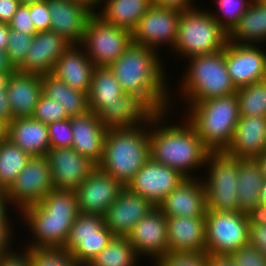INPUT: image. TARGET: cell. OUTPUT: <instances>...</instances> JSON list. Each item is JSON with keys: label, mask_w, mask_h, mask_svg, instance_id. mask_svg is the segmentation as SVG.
<instances>
[{"label": "cell", "mask_w": 266, "mask_h": 266, "mask_svg": "<svg viewBox=\"0 0 266 266\" xmlns=\"http://www.w3.org/2000/svg\"><path fill=\"white\" fill-rule=\"evenodd\" d=\"M123 188L120 182L96 167L75 190L79 213L104 215Z\"/></svg>", "instance_id": "18"}, {"label": "cell", "mask_w": 266, "mask_h": 266, "mask_svg": "<svg viewBox=\"0 0 266 266\" xmlns=\"http://www.w3.org/2000/svg\"><path fill=\"white\" fill-rule=\"evenodd\" d=\"M185 119L194 127L203 145L210 152H221L230 144L240 118L237 93L184 102Z\"/></svg>", "instance_id": "4"}, {"label": "cell", "mask_w": 266, "mask_h": 266, "mask_svg": "<svg viewBox=\"0 0 266 266\" xmlns=\"http://www.w3.org/2000/svg\"><path fill=\"white\" fill-rule=\"evenodd\" d=\"M206 266H235L229 256H212L208 255Z\"/></svg>", "instance_id": "54"}, {"label": "cell", "mask_w": 266, "mask_h": 266, "mask_svg": "<svg viewBox=\"0 0 266 266\" xmlns=\"http://www.w3.org/2000/svg\"><path fill=\"white\" fill-rule=\"evenodd\" d=\"M7 94L13 119L32 117L42 95V75L17 71Z\"/></svg>", "instance_id": "28"}, {"label": "cell", "mask_w": 266, "mask_h": 266, "mask_svg": "<svg viewBox=\"0 0 266 266\" xmlns=\"http://www.w3.org/2000/svg\"><path fill=\"white\" fill-rule=\"evenodd\" d=\"M20 1V4H31V3H35V2H39V1H42V0H19Z\"/></svg>", "instance_id": "61"}, {"label": "cell", "mask_w": 266, "mask_h": 266, "mask_svg": "<svg viewBox=\"0 0 266 266\" xmlns=\"http://www.w3.org/2000/svg\"><path fill=\"white\" fill-rule=\"evenodd\" d=\"M168 253L205 252V217H166Z\"/></svg>", "instance_id": "26"}, {"label": "cell", "mask_w": 266, "mask_h": 266, "mask_svg": "<svg viewBox=\"0 0 266 266\" xmlns=\"http://www.w3.org/2000/svg\"><path fill=\"white\" fill-rule=\"evenodd\" d=\"M154 208L151 202L124 187L104 213V223L114 236L127 237Z\"/></svg>", "instance_id": "19"}, {"label": "cell", "mask_w": 266, "mask_h": 266, "mask_svg": "<svg viewBox=\"0 0 266 266\" xmlns=\"http://www.w3.org/2000/svg\"><path fill=\"white\" fill-rule=\"evenodd\" d=\"M186 61L189 64L179 84L180 98L184 102H199L237 92L228 74L225 49L211 54L193 56Z\"/></svg>", "instance_id": "6"}, {"label": "cell", "mask_w": 266, "mask_h": 266, "mask_svg": "<svg viewBox=\"0 0 266 266\" xmlns=\"http://www.w3.org/2000/svg\"><path fill=\"white\" fill-rule=\"evenodd\" d=\"M12 227V225H0V255L13 248L14 229Z\"/></svg>", "instance_id": "51"}, {"label": "cell", "mask_w": 266, "mask_h": 266, "mask_svg": "<svg viewBox=\"0 0 266 266\" xmlns=\"http://www.w3.org/2000/svg\"><path fill=\"white\" fill-rule=\"evenodd\" d=\"M138 256L156 259L168 254L167 219L155 207L141 219L127 236Z\"/></svg>", "instance_id": "20"}, {"label": "cell", "mask_w": 266, "mask_h": 266, "mask_svg": "<svg viewBox=\"0 0 266 266\" xmlns=\"http://www.w3.org/2000/svg\"><path fill=\"white\" fill-rule=\"evenodd\" d=\"M195 0H152L153 5L159 7L176 8L186 11L196 7Z\"/></svg>", "instance_id": "52"}, {"label": "cell", "mask_w": 266, "mask_h": 266, "mask_svg": "<svg viewBox=\"0 0 266 266\" xmlns=\"http://www.w3.org/2000/svg\"><path fill=\"white\" fill-rule=\"evenodd\" d=\"M228 33L207 9L182 11L173 53L182 58L205 55L225 49Z\"/></svg>", "instance_id": "7"}, {"label": "cell", "mask_w": 266, "mask_h": 266, "mask_svg": "<svg viewBox=\"0 0 266 266\" xmlns=\"http://www.w3.org/2000/svg\"><path fill=\"white\" fill-rule=\"evenodd\" d=\"M10 206L11 205L9 203L8 197L6 196V192L0 189V225H13V223L11 224V220L13 219L11 218L9 220V215H11L9 213V210L11 209Z\"/></svg>", "instance_id": "53"}, {"label": "cell", "mask_w": 266, "mask_h": 266, "mask_svg": "<svg viewBox=\"0 0 266 266\" xmlns=\"http://www.w3.org/2000/svg\"><path fill=\"white\" fill-rule=\"evenodd\" d=\"M7 138L31 157L46 156L51 148L48 125L32 117L13 119Z\"/></svg>", "instance_id": "29"}, {"label": "cell", "mask_w": 266, "mask_h": 266, "mask_svg": "<svg viewBox=\"0 0 266 266\" xmlns=\"http://www.w3.org/2000/svg\"><path fill=\"white\" fill-rule=\"evenodd\" d=\"M34 35L25 34L13 29H10L9 39L7 42L6 54L9 63L18 69L24 62L26 53Z\"/></svg>", "instance_id": "40"}, {"label": "cell", "mask_w": 266, "mask_h": 266, "mask_svg": "<svg viewBox=\"0 0 266 266\" xmlns=\"http://www.w3.org/2000/svg\"><path fill=\"white\" fill-rule=\"evenodd\" d=\"M20 5L19 0H0V23L9 24Z\"/></svg>", "instance_id": "50"}, {"label": "cell", "mask_w": 266, "mask_h": 266, "mask_svg": "<svg viewBox=\"0 0 266 266\" xmlns=\"http://www.w3.org/2000/svg\"><path fill=\"white\" fill-rule=\"evenodd\" d=\"M18 70H7L0 73V120L7 125L13 120L7 89L13 75Z\"/></svg>", "instance_id": "47"}, {"label": "cell", "mask_w": 266, "mask_h": 266, "mask_svg": "<svg viewBox=\"0 0 266 266\" xmlns=\"http://www.w3.org/2000/svg\"><path fill=\"white\" fill-rule=\"evenodd\" d=\"M78 214L75 191L52 189L38 204L20 213L33 239L24 247L63 248Z\"/></svg>", "instance_id": "3"}, {"label": "cell", "mask_w": 266, "mask_h": 266, "mask_svg": "<svg viewBox=\"0 0 266 266\" xmlns=\"http://www.w3.org/2000/svg\"><path fill=\"white\" fill-rule=\"evenodd\" d=\"M171 112H160L149 124L150 157L185 178L197 177L194 171L205 167L210 151L185 117L178 124L165 123Z\"/></svg>", "instance_id": "2"}, {"label": "cell", "mask_w": 266, "mask_h": 266, "mask_svg": "<svg viewBox=\"0 0 266 266\" xmlns=\"http://www.w3.org/2000/svg\"><path fill=\"white\" fill-rule=\"evenodd\" d=\"M260 1H262L266 5V0H260Z\"/></svg>", "instance_id": "63"}, {"label": "cell", "mask_w": 266, "mask_h": 266, "mask_svg": "<svg viewBox=\"0 0 266 266\" xmlns=\"http://www.w3.org/2000/svg\"><path fill=\"white\" fill-rule=\"evenodd\" d=\"M240 116L266 117V80L237 88Z\"/></svg>", "instance_id": "37"}, {"label": "cell", "mask_w": 266, "mask_h": 266, "mask_svg": "<svg viewBox=\"0 0 266 266\" xmlns=\"http://www.w3.org/2000/svg\"><path fill=\"white\" fill-rule=\"evenodd\" d=\"M152 5V0H104L96 13L105 21L132 32Z\"/></svg>", "instance_id": "33"}, {"label": "cell", "mask_w": 266, "mask_h": 266, "mask_svg": "<svg viewBox=\"0 0 266 266\" xmlns=\"http://www.w3.org/2000/svg\"><path fill=\"white\" fill-rule=\"evenodd\" d=\"M52 189V173L46 156L31 157L25 168L5 191L9 203L21 213L38 204Z\"/></svg>", "instance_id": "12"}, {"label": "cell", "mask_w": 266, "mask_h": 266, "mask_svg": "<svg viewBox=\"0 0 266 266\" xmlns=\"http://www.w3.org/2000/svg\"><path fill=\"white\" fill-rule=\"evenodd\" d=\"M113 238L103 215L79 213L62 249L80 266H88Z\"/></svg>", "instance_id": "11"}, {"label": "cell", "mask_w": 266, "mask_h": 266, "mask_svg": "<svg viewBox=\"0 0 266 266\" xmlns=\"http://www.w3.org/2000/svg\"><path fill=\"white\" fill-rule=\"evenodd\" d=\"M183 179L178 171L150 157L126 187L158 207Z\"/></svg>", "instance_id": "14"}, {"label": "cell", "mask_w": 266, "mask_h": 266, "mask_svg": "<svg viewBox=\"0 0 266 266\" xmlns=\"http://www.w3.org/2000/svg\"><path fill=\"white\" fill-rule=\"evenodd\" d=\"M30 159L29 154L8 138L2 141L0 143V189L6 191Z\"/></svg>", "instance_id": "36"}, {"label": "cell", "mask_w": 266, "mask_h": 266, "mask_svg": "<svg viewBox=\"0 0 266 266\" xmlns=\"http://www.w3.org/2000/svg\"><path fill=\"white\" fill-rule=\"evenodd\" d=\"M10 29L25 33L35 35L34 24L30 17L29 6L26 4H21L17 12L13 15L11 22L9 23Z\"/></svg>", "instance_id": "48"}, {"label": "cell", "mask_w": 266, "mask_h": 266, "mask_svg": "<svg viewBox=\"0 0 266 266\" xmlns=\"http://www.w3.org/2000/svg\"><path fill=\"white\" fill-rule=\"evenodd\" d=\"M95 65L79 45L70 48L57 60L53 70L69 87L89 94Z\"/></svg>", "instance_id": "27"}, {"label": "cell", "mask_w": 266, "mask_h": 266, "mask_svg": "<svg viewBox=\"0 0 266 266\" xmlns=\"http://www.w3.org/2000/svg\"><path fill=\"white\" fill-rule=\"evenodd\" d=\"M8 125L0 120V143L7 139Z\"/></svg>", "instance_id": "60"}, {"label": "cell", "mask_w": 266, "mask_h": 266, "mask_svg": "<svg viewBox=\"0 0 266 266\" xmlns=\"http://www.w3.org/2000/svg\"><path fill=\"white\" fill-rule=\"evenodd\" d=\"M207 260L206 252L168 253L156 259L153 266H206Z\"/></svg>", "instance_id": "42"}, {"label": "cell", "mask_w": 266, "mask_h": 266, "mask_svg": "<svg viewBox=\"0 0 266 266\" xmlns=\"http://www.w3.org/2000/svg\"><path fill=\"white\" fill-rule=\"evenodd\" d=\"M24 248L25 249L21 252L17 250L13 251V249H10L8 252L1 254L0 266H32L30 248Z\"/></svg>", "instance_id": "49"}, {"label": "cell", "mask_w": 266, "mask_h": 266, "mask_svg": "<svg viewBox=\"0 0 266 266\" xmlns=\"http://www.w3.org/2000/svg\"><path fill=\"white\" fill-rule=\"evenodd\" d=\"M7 70H17L8 60L6 51H0V73Z\"/></svg>", "instance_id": "57"}, {"label": "cell", "mask_w": 266, "mask_h": 266, "mask_svg": "<svg viewBox=\"0 0 266 266\" xmlns=\"http://www.w3.org/2000/svg\"><path fill=\"white\" fill-rule=\"evenodd\" d=\"M181 10L152 5L131 32L132 42L155 51L164 45L171 49L175 45ZM163 44V45H162Z\"/></svg>", "instance_id": "13"}, {"label": "cell", "mask_w": 266, "mask_h": 266, "mask_svg": "<svg viewBox=\"0 0 266 266\" xmlns=\"http://www.w3.org/2000/svg\"><path fill=\"white\" fill-rule=\"evenodd\" d=\"M149 158V124L108 129L97 167L126 187Z\"/></svg>", "instance_id": "5"}, {"label": "cell", "mask_w": 266, "mask_h": 266, "mask_svg": "<svg viewBox=\"0 0 266 266\" xmlns=\"http://www.w3.org/2000/svg\"><path fill=\"white\" fill-rule=\"evenodd\" d=\"M42 94L54 99L70 118L89 112L88 94L69 87L53 74L42 75Z\"/></svg>", "instance_id": "32"}, {"label": "cell", "mask_w": 266, "mask_h": 266, "mask_svg": "<svg viewBox=\"0 0 266 266\" xmlns=\"http://www.w3.org/2000/svg\"><path fill=\"white\" fill-rule=\"evenodd\" d=\"M229 257L235 266H266V257L250 244L234 251Z\"/></svg>", "instance_id": "44"}, {"label": "cell", "mask_w": 266, "mask_h": 266, "mask_svg": "<svg viewBox=\"0 0 266 266\" xmlns=\"http://www.w3.org/2000/svg\"><path fill=\"white\" fill-rule=\"evenodd\" d=\"M249 244L266 257V219L260 214L250 215Z\"/></svg>", "instance_id": "45"}, {"label": "cell", "mask_w": 266, "mask_h": 266, "mask_svg": "<svg viewBox=\"0 0 266 266\" xmlns=\"http://www.w3.org/2000/svg\"><path fill=\"white\" fill-rule=\"evenodd\" d=\"M32 266H80L62 248H31Z\"/></svg>", "instance_id": "39"}, {"label": "cell", "mask_w": 266, "mask_h": 266, "mask_svg": "<svg viewBox=\"0 0 266 266\" xmlns=\"http://www.w3.org/2000/svg\"><path fill=\"white\" fill-rule=\"evenodd\" d=\"M51 148H71L73 132L71 118L48 124Z\"/></svg>", "instance_id": "43"}, {"label": "cell", "mask_w": 266, "mask_h": 266, "mask_svg": "<svg viewBox=\"0 0 266 266\" xmlns=\"http://www.w3.org/2000/svg\"><path fill=\"white\" fill-rule=\"evenodd\" d=\"M264 45L228 42L225 47V63L236 88L265 80L266 51Z\"/></svg>", "instance_id": "15"}, {"label": "cell", "mask_w": 266, "mask_h": 266, "mask_svg": "<svg viewBox=\"0 0 266 266\" xmlns=\"http://www.w3.org/2000/svg\"><path fill=\"white\" fill-rule=\"evenodd\" d=\"M71 127L73 132L71 148L98 165L103 156L108 129L98 115L90 111L85 115L71 117Z\"/></svg>", "instance_id": "24"}, {"label": "cell", "mask_w": 266, "mask_h": 266, "mask_svg": "<svg viewBox=\"0 0 266 266\" xmlns=\"http://www.w3.org/2000/svg\"><path fill=\"white\" fill-rule=\"evenodd\" d=\"M71 44L52 30L37 32L26 53L19 72L38 75L52 74L57 60Z\"/></svg>", "instance_id": "21"}, {"label": "cell", "mask_w": 266, "mask_h": 266, "mask_svg": "<svg viewBox=\"0 0 266 266\" xmlns=\"http://www.w3.org/2000/svg\"><path fill=\"white\" fill-rule=\"evenodd\" d=\"M10 34V26L7 23H0V51H6Z\"/></svg>", "instance_id": "55"}, {"label": "cell", "mask_w": 266, "mask_h": 266, "mask_svg": "<svg viewBox=\"0 0 266 266\" xmlns=\"http://www.w3.org/2000/svg\"><path fill=\"white\" fill-rule=\"evenodd\" d=\"M260 207L261 212L266 209V179H264L262 188L260 190Z\"/></svg>", "instance_id": "58"}, {"label": "cell", "mask_w": 266, "mask_h": 266, "mask_svg": "<svg viewBox=\"0 0 266 266\" xmlns=\"http://www.w3.org/2000/svg\"><path fill=\"white\" fill-rule=\"evenodd\" d=\"M107 129L148 125L159 112L142 96L124 93L114 104H104L97 113Z\"/></svg>", "instance_id": "16"}, {"label": "cell", "mask_w": 266, "mask_h": 266, "mask_svg": "<svg viewBox=\"0 0 266 266\" xmlns=\"http://www.w3.org/2000/svg\"><path fill=\"white\" fill-rule=\"evenodd\" d=\"M124 94L109 67H95L88 94L89 111L97 113L104 104H114Z\"/></svg>", "instance_id": "34"}, {"label": "cell", "mask_w": 266, "mask_h": 266, "mask_svg": "<svg viewBox=\"0 0 266 266\" xmlns=\"http://www.w3.org/2000/svg\"><path fill=\"white\" fill-rule=\"evenodd\" d=\"M46 158L56 189L75 191L97 167L89 158L72 148H50Z\"/></svg>", "instance_id": "17"}, {"label": "cell", "mask_w": 266, "mask_h": 266, "mask_svg": "<svg viewBox=\"0 0 266 266\" xmlns=\"http://www.w3.org/2000/svg\"><path fill=\"white\" fill-rule=\"evenodd\" d=\"M132 43L131 32L105 21L93 13L86 25L85 35L79 46L95 67H109Z\"/></svg>", "instance_id": "9"}, {"label": "cell", "mask_w": 266, "mask_h": 266, "mask_svg": "<svg viewBox=\"0 0 266 266\" xmlns=\"http://www.w3.org/2000/svg\"><path fill=\"white\" fill-rule=\"evenodd\" d=\"M75 1L82 3L87 8H89L93 13H96L101 8L104 2V0H75Z\"/></svg>", "instance_id": "56"}, {"label": "cell", "mask_w": 266, "mask_h": 266, "mask_svg": "<svg viewBox=\"0 0 266 266\" xmlns=\"http://www.w3.org/2000/svg\"><path fill=\"white\" fill-rule=\"evenodd\" d=\"M217 9L211 11L220 26L229 33L237 24L239 18L246 12L252 0H214ZM218 14V15H217Z\"/></svg>", "instance_id": "38"}, {"label": "cell", "mask_w": 266, "mask_h": 266, "mask_svg": "<svg viewBox=\"0 0 266 266\" xmlns=\"http://www.w3.org/2000/svg\"><path fill=\"white\" fill-rule=\"evenodd\" d=\"M249 221L250 215L240 211H207L205 252L212 256H230L249 244Z\"/></svg>", "instance_id": "10"}, {"label": "cell", "mask_w": 266, "mask_h": 266, "mask_svg": "<svg viewBox=\"0 0 266 266\" xmlns=\"http://www.w3.org/2000/svg\"><path fill=\"white\" fill-rule=\"evenodd\" d=\"M260 215L263 216V217L266 219V209H264V210L261 212Z\"/></svg>", "instance_id": "62"}, {"label": "cell", "mask_w": 266, "mask_h": 266, "mask_svg": "<svg viewBox=\"0 0 266 266\" xmlns=\"http://www.w3.org/2000/svg\"><path fill=\"white\" fill-rule=\"evenodd\" d=\"M228 42L259 45L266 43V5L252 0L246 12L228 33Z\"/></svg>", "instance_id": "31"}, {"label": "cell", "mask_w": 266, "mask_h": 266, "mask_svg": "<svg viewBox=\"0 0 266 266\" xmlns=\"http://www.w3.org/2000/svg\"><path fill=\"white\" fill-rule=\"evenodd\" d=\"M256 159L261 167V171L263 172V177L266 179V150Z\"/></svg>", "instance_id": "59"}, {"label": "cell", "mask_w": 266, "mask_h": 266, "mask_svg": "<svg viewBox=\"0 0 266 266\" xmlns=\"http://www.w3.org/2000/svg\"><path fill=\"white\" fill-rule=\"evenodd\" d=\"M27 5L29 6L30 17L34 24L35 31L43 32L50 30L51 15L48 7V1L42 0Z\"/></svg>", "instance_id": "46"}, {"label": "cell", "mask_w": 266, "mask_h": 266, "mask_svg": "<svg viewBox=\"0 0 266 266\" xmlns=\"http://www.w3.org/2000/svg\"><path fill=\"white\" fill-rule=\"evenodd\" d=\"M32 118L50 124L56 121L66 120L70 118L65 109L55 102L54 99L41 95L37 105L35 106Z\"/></svg>", "instance_id": "41"}, {"label": "cell", "mask_w": 266, "mask_h": 266, "mask_svg": "<svg viewBox=\"0 0 266 266\" xmlns=\"http://www.w3.org/2000/svg\"><path fill=\"white\" fill-rule=\"evenodd\" d=\"M47 1L51 15L50 30L58 33L71 45H79L93 12L75 0Z\"/></svg>", "instance_id": "23"}, {"label": "cell", "mask_w": 266, "mask_h": 266, "mask_svg": "<svg viewBox=\"0 0 266 266\" xmlns=\"http://www.w3.org/2000/svg\"><path fill=\"white\" fill-rule=\"evenodd\" d=\"M159 56L162 57L154 49L132 42L109 68L124 93L142 95L160 113L172 110L175 106L171 104V88L167 73L164 72L165 64Z\"/></svg>", "instance_id": "1"}, {"label": "cell", "mask_w": 266, "mask_h": 266, "mask_svg": "<svg viewBox=\"0 0 266 266\" xmlns=\"http://www.w3.org/2000/svg\"><path fill=\"white\" fill-rule=\"evenodd\" d=\"M264 181L257 159L238 158L239 210L248 215L261 214L260 190Z\"/></svg>", "instance_id": "30"}, {"label": "cell", "mask_w": 266, "mask_h": 266, "mask_svg": "<svg viewBox=\"0 0 266 266\" xmlns=\"http://www.w3.org/2000/svg\"><path fill=\"white\" fill-rule=\"evenodd\" d=\"M139 259L128 237L114 236L88 266H138Z\"/></svg>", "instance_id": "35"}, {"label": "cell", "mask_w": 266, "mask_h": 266, "mask_svg": "<svg viewBox=\"0 0 266 266\" xmlns=\"http://www.w3.org/2000/svg\"><path fill=\"white\" fill-rule=\"evenodd\" d=\"M204 169L207 170V176L202 178L207 211L239 212L238 158L227 155L224 151L210 152Z\"/></svg>", "instance_id": "8"}, {"label": "cell", "mask_w": 266, "mask_h": 266, "mask_svg": "<svg viewBox=\"0 0 266 266\" xmlns=\"http://www.w3.org/2000/svg\"><path fill=\"white\" fill-rule=\"evenodd\" d=\"M266 150V117L240 116L227 155L256 159Z\"/></svg>", "instance_id": "25"}, {"label": "cell", "mask_w": 266, "mask_h": 266, "mask_svg": "<svg viewBox=\"0 0 266 266\" xmlns=\"http://www.w3.org/2000/svg\"><path fill=\"white\" fill-rule=\"evenodd\" d=\"M158 208L166 217H205L208 209L202 177L183 179Z\"/></svg>", "instance_id": "22"}]
</instances>
